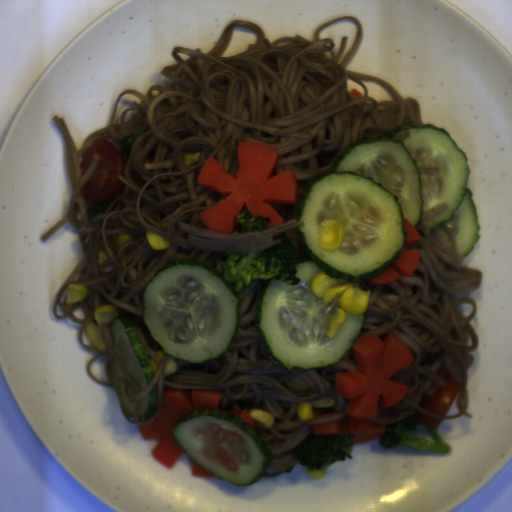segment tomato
Wrapping results in <instances>:
<instances>
[{
	"mask_svg": "<svg viewBox=\"0 0 512 512\" xmlns=\"http://www.w3.org/2000/svg\"><path fill=\"white\" fill-rule=\"evenodd\" d=\"M94 154L101 158L89 181L80 191L82 198L101 202L123 194L126 183L119 176L125 177V163L117 148L104 139L99 138L86 148L79 166L81 179L88 172Z\"/></svg>",
	"mask_w": 512,
	"mask_h": 512,
	"instance_id": "512abeb7",
	"label": "tomato"
},
{
	"mask_svg": "<svg viewBox=\"0 0 512 512\" xmlns=\"http://www.w3.org/2000/svg\"><path fill=\"white\" fill-rule=\"evenodd\" d=\"M460 389L459 381L450 375L442 387H436L429 397L424 398L420 407L428 413L445 417L448 415Z\"/></svg>",
	"mask_w": 512,
	"mask_h": 512,
	"instance_id": "da07e99c",
	"label": "tomato"
},
{
	"mask_svg": "<svg viewBox=\"0 0 512 512\" xmlns=\"http://www.w3.org/2000/svg\"><path fill=\"white\" fill-rule=\"evenodd\" d=\"M414 416L418 422V424L423 425L425 428L434 430L435 432L438 430L441 425L443 419H437L433 417H429L425 414H422L415 410Z\"/></svg>",
	"mask_w": 512,
	"mask_h": 512,
	"instance_id": "590e3db6",
	"label": "tomato"
},
{
	"mask_svg": "<svg viewBox=\"0 0 512 512\" xmlns=\"http://www.w3.org/2000/svg\"><path fill=\"white\" fill-rule=\"evenodd\" d=\"M131 179L133 181L134 184H136L137 186H139L140 188H143L144 185L146 184V180L143 179L139 173L136 171V169H132L131 171Z\"/></svg>",
	"mask_w": 512,
	"mask_h": 512,
	"instance_id": "269afe34",
	"label": "tomato"
}]
</instances>
